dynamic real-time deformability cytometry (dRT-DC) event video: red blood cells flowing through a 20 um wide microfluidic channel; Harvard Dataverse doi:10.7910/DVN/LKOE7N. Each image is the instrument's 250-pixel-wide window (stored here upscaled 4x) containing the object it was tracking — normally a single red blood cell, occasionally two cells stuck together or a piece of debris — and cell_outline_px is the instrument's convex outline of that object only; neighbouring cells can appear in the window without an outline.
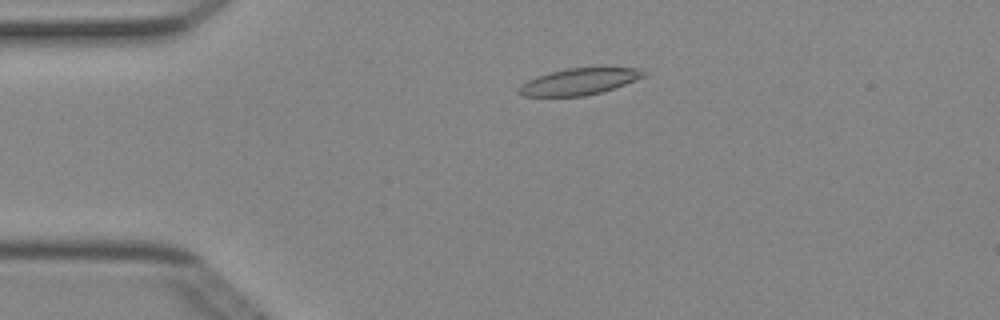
{"species": "Egyptian fruit bat (a non-hibernating species)", "species_latin": "Rousettus aegyptiacus", "temperature_condition": "cold", "stored_images_in_passage": 50, "camera_frame_rate_fps": 3000, "um_per_image_px": 0.085, "animal": {"sex": "female"}, "frame": {"image": 1, "passage_image": 11, "time_ms": 3.333, "image_size_px": [1000, 320], "cell_outline_px": [[648, 72], [644, 76], [624, 84], [600, 92], [584, 96], [524, 96], [516, 92], [520, 84], [536, 76], [568, 68], [636, 68]], "centroid_in_image_um": [49.17, 6.94], "position_along_channel_um": 35.8, "area_um2": 18.96}}
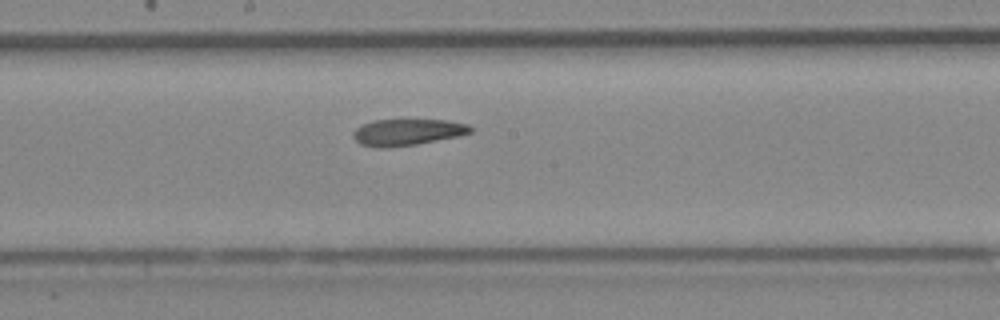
{"frame": {"image": 2, "passage_image": 27, "time_ms": 8.667, "image_size_px": [1000, 320], "cell_outline_px": [[472, 132], [456, 136], [416, 144], [384, 148], [376, 148], [360, 144], [352, 136], [352, 132], [356, 128], [372, 120], [448, 120], [468, 124], [472, 128]], "centroid_in_image_um": [34.58, 11.23], "position_along_channel_um": 213.6, "area_um2": 17.98}}
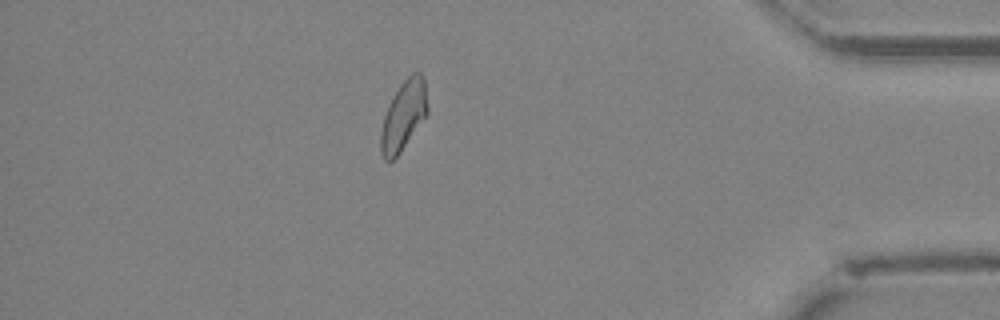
{"frame": {"image": 3, "passage_image": 44, "time_ms": 14.333, "image_size_px": [1000, 320], "cell_outline_px": [[428, 112], [400, 152], [392, 160], [384, 160], [380, 152], [380, 132], [384, 116], [400, 84], [412, 72], [420, 72], [424, 76], [428, 108]], "centroid_in_image_um": [34.3, 9.81], "position_along_channel_um": 400.9, "area_um2": 18.61}, "authors_computed_cell_mechanics": {"area_um2": 19.3919, "velocity_mm_per_s": 4.0087, "shape_relaxation_time_tau1_ms": null, "shape_relaxation_time_tau2_ms": 4.0553, "deformation_change_tau1": null, "deformation_change_tau2": 0.1227}}